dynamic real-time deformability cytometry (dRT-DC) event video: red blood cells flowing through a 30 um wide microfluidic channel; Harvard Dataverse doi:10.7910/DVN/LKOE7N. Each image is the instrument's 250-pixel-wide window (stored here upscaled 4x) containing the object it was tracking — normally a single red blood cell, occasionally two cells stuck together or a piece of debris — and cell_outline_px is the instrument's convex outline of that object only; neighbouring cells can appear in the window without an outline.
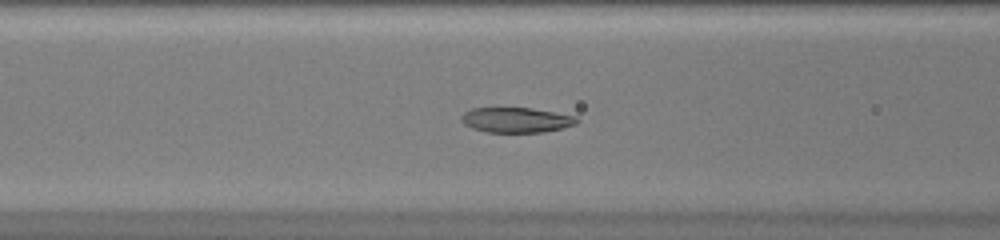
{"species": "common noctule bat (a hibernating species)", "species_latin": "Nyctalus noctula", "temperature_condition": "warm", "stored_images_in_passage": 50, "camera_frame_rate_fps": 3000, "um_per_image_px": 0.085, "animal": {"sex": "female", "body_mass_g": 20.0, "forearm_length_mm": 54.0}, "frame": {"image": 1, "passage_image": 21, "time_ms": 6.667, "image_size_px": [1000, 240], "cell_outline_px": [[580, 120], [576, 124], [544, 132], [484, 132], [472, 128], [464, 124], [460, 120], [460, 116], [464, 112], [472, 108], [532, 108], [576, 116]], "centroid_in_image_um": [43.85, 10.2], "position_along_channel_um": 122.7, "area_um2": 16.94}}
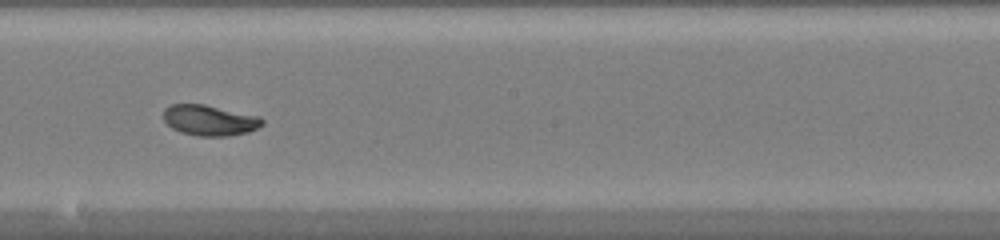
{"frame": {"image": 2, "passage_image": 29, "time_ms": 9.333, "image_size_px": [1000, 240], "cell_outline_px": [[264, 124], [248, 132], [228, 136], [200, 136], [180, 132], [172, 128], [164, 120], [164, 108], [172, 104], [204, 104], [260, 116], [264, 120]], "centroid_in_image_um": [17.83, 10.22], "position_along_channel_um": 230.4, "area_um2": 17.63}}
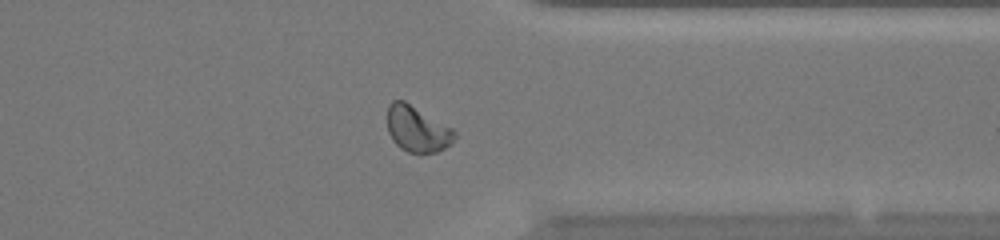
{"frame": {"image": 3, "passage_image": 40, "time_ms": 13.0, "image_size_px": [1000, 240], "cell_outline_px": [[456, 136], [444, 148], [436, 152], [420, 156], [408, 152], [400, 148], [392, 140], [388, 132], [388, 104], [392, 100], [404, 100], [452, 128], [456, 132]], "centroid_in_image_um": [35.44, 11.0], "position_along_channel_um": 376.0, "area_um2": 18.15}, "authors_computed_cell_mechanics": {"area_um2": 18.3226, "velocity_mm_per_s": 4.0493, "shape_relaxation_time_tau1_ms": 2.7835, "shape_relaxation_time_tau2_ms": 1.9409, "deformation_change_tau1": 0.1509, "deformation_change_tau2": 0.0533}}